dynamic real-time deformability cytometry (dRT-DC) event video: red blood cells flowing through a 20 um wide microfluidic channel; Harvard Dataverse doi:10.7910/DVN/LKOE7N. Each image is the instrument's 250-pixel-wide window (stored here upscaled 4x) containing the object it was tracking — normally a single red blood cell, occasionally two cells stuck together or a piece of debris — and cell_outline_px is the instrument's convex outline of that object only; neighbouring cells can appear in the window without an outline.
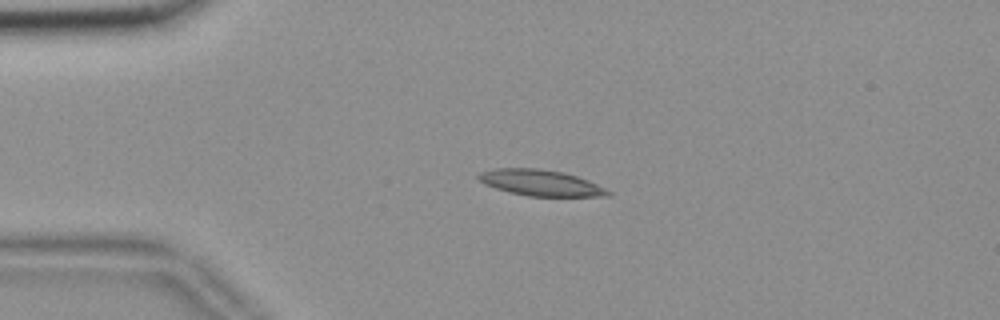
{"species": "common noctule bat (a hibernating species)", "species_latin": "Nyctalus noctula", "temperature_condition": "room temperature", "stored_images_in_passage": 14, "camera_frame_rate_fps": 3000, "um_per_image_px": 0.085, "animal": {"sex": "female", "body_mass_g": 18.4}, "frame": {"image": 1, "passage_image": 1, "time_ms": 0.0, "image_size_px": [1000, 320], "cell_outline_px": [[612, 196], [528, 196], [508, 192], [484, 184], [476, 176], [480, 172], [496, 168], [540, 168], [564, 172], [588, 180], [612, 192]], "centroid_in_image_um": [45.95, 15.53], "position_along_channel_um": 39.1, "area_um2": 19.65}}